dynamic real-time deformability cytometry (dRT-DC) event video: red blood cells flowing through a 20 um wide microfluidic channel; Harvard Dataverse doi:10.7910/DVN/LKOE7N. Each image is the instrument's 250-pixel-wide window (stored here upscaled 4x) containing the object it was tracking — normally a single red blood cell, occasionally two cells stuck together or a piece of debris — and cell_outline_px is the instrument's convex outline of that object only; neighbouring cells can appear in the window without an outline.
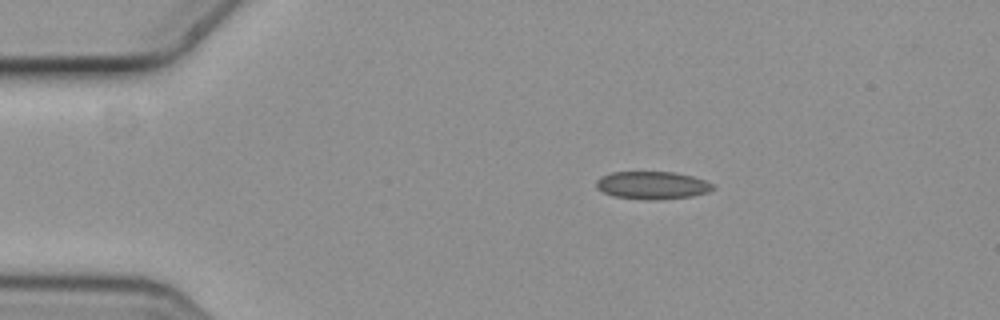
{"species": "common noctule bat (a hibernating species)", "species_latin": "Nyctalus noctula", "temperature_condition": "cold", "stored_images_in_passage": 9, "camera_frame_rate_fps": 3000, "um_per_image_px": 0.085, "animal": {"sex": "female", "body_mass_g": 19.3, "forearm_length_mm": 54.1}, "frame": {"image": 1, "passage_image": 2, "time_ms": 0.333, "image_size_px": [1000, 320], "cell_outline_px": [[716, 188], [708, 192], [692, 196], [656, 200], [644, 200], [612, 196], [596, 188], [596, 180], [612, 172], [672, 172], [692, 176], [704, 180], [712, 184]], "centroid_in_image_um": [55.44, 15.76], "position_along_channel_um": 29.6, "area_um2": 18.84}}
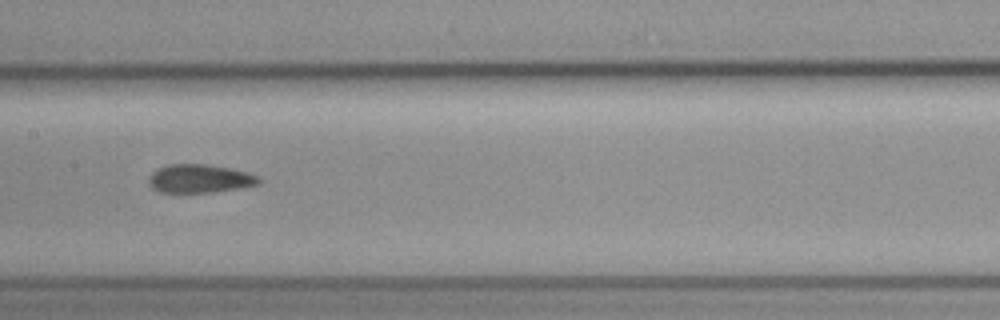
{"frame": {"image": 2, "passage_image": 7, "time_ms": 2.0, "image_size_px": [1000, 320], "cell_outline_px": [[260, 184], [212, 192], [160, 192], [152, 188], [148, 184], [148, 176], [156, 168], [168, 164], [204, 164], [228, 168], [248, 172], [256, 176], [260, 180]], "centroid_in_image_um": [16.9, 15.17], "position_along_channel_um": 190.5, "area_um2": 18.15}}
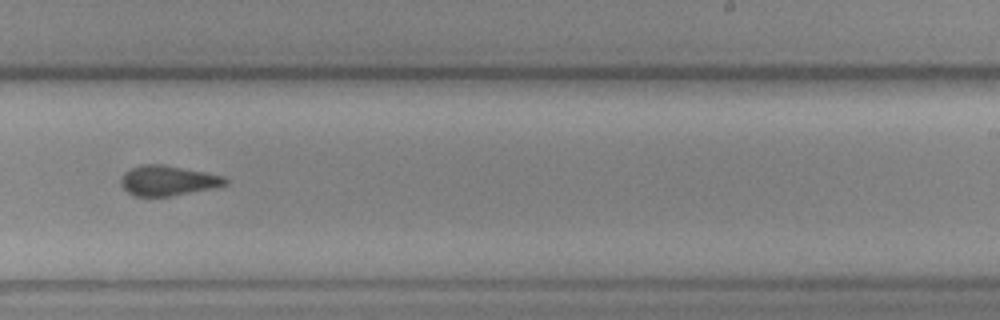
{"frame": {"image": 3, "passage_image": 9, "time_ms": 2.667, "image_size_px": [1000, 320], "cell_outline_px": [[228, 184], [212, 188], [168, 196], [136, 196], [128, 192], [120, 184], [120, 176], [124, 172], [140, 164], [164, 164], [224, 176], [228, 180]], "centroid_in_image_um": [14.24, 15.33], "position_along_channel_um": 274.8, "area_um2": 18.21}}